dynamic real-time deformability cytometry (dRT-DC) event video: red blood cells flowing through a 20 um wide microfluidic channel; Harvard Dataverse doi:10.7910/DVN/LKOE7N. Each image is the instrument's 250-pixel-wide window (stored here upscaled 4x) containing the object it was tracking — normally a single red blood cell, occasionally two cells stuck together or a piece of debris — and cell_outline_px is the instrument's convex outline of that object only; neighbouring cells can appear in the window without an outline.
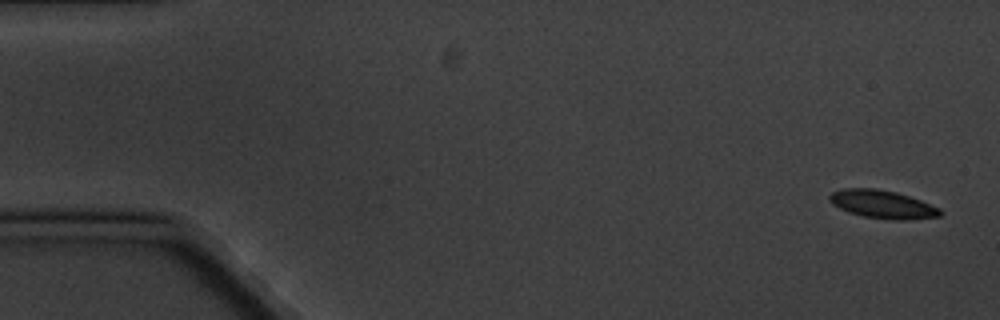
{"species": "common noctule bat (a hibernating species)", "species_latin": "Nyctalus noctula", "temperature_condition": "cold", "stored_images_in_passage": 6, "camera_frame_rate_fps": 3000, "um_per_image_px": 0.085, "animal": {"sex": "male", "body_mass_g": 20.1, "forearm_length_mm": 53.5}, "frame": {"image": 1, "passage_image": 1, "time_ms": 0.0, "image_size_px": [1000, 320], "cell_outline_px": [[944, 212], [940, 216], [908, 220], [892, 220], [864, 216], [848, 212], [832, 204], [828, 200], [828, 196], [832, 192], [844, 188], [876, 188], [896, 192], [920, 200], [940, 208]], "centroid_in_image_um": [75.01, 17.37], "position_along_channel_um": 10.0, "area_um2": 18.21}}